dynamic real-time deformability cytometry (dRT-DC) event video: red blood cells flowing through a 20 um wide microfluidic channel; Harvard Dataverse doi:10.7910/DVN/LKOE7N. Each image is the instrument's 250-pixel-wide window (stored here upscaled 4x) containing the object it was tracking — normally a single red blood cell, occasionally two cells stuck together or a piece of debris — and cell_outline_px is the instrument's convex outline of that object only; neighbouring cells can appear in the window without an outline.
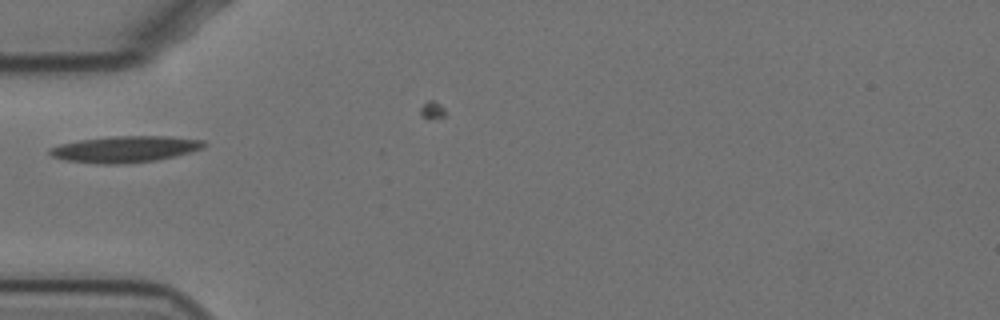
{"species": "Egyptian fruit bat (a non-hibernating species)", "species_latin": "Rousettus aegyptiacus", "temperature_condition": "cold", "stored_images_in_passage": 6, "camera_frame_rate_fps": 3000, "um_per_image_px": 0.085, "animal": {"sex": "female"}, "frame": {"image": 1, "passage_image": 1, "time_ms": 0.0, "image_size_px": [1000, 320], "cell_outline_px": [[208, 144], [204, 148], [176, 156], [156, 160], [124, 164], [104, 164], [64, 160], [52, 156], [48, 152], [48, 148], [60, 144], [80, 140], [112, 136], [172, 136], [204, 140]], "centroid_in_image_um": [10.67, 12.67], "position_along_channel_um": 74.3, "area_um2": 23.87}}
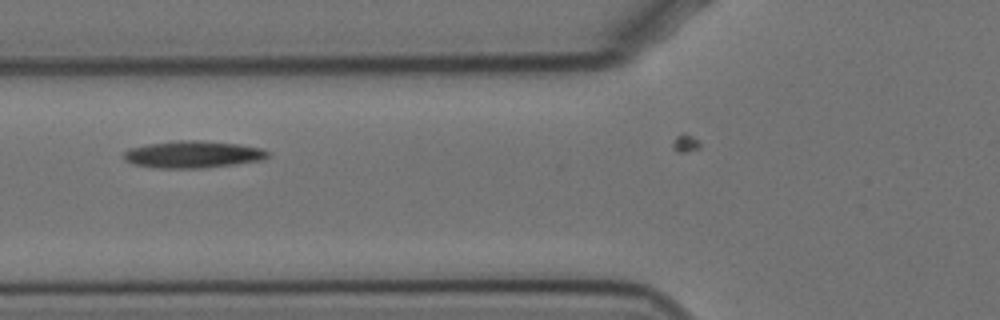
{"frame": {"image": 2, "passage_image": 4, "time_ms": 1.0, "image_size_px": [1000, 320], "cell_outline_px": [[272, 152], [264, 160], [236, 164], [204, 168], [156, 168], [132, 164], [124, 160], [124, 152], [128, 148], [148, 144], [176, 140], [196, 140], [240, 144], [264, 148]], "centroid_in_image_um": [16.43, 13.12], "position_along_channel_um": 109.4, "area_um2": 23.06}}